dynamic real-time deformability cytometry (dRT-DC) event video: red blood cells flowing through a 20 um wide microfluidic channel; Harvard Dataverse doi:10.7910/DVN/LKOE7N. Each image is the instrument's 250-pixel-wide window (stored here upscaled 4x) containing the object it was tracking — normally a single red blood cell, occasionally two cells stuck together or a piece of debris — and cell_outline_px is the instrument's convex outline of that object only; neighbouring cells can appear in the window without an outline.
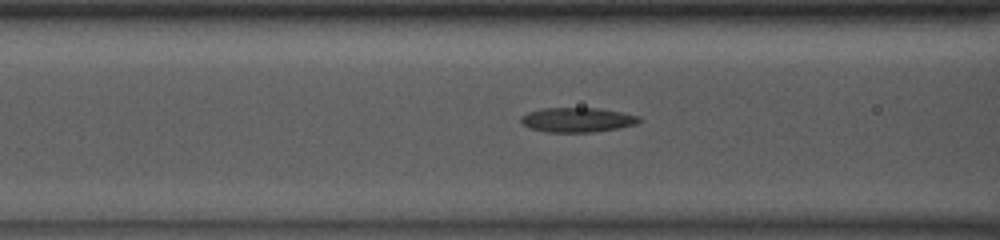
{"species": "common noctule bat (a hibernating species)", "species_latin": "Nyctalus noctula", "temperature_condition": "room temperature", "stored_images_in_passage": 13, "camera_frame_rate_fps": 3000, "um_per_image_px": 0.085, "animal": {"sex": "male", "body_mass_g": 13.0, "forearm_length_mm": 53.1}, "frame": {"image": 1, "passage_image": 4, "time_ms": 1.0, "image_size_px": [1000, 240], "cell_outline_px": [[640, 120], [636, 124], [616, 128], [592, 132], [548, 132], [528, 128], [520, 120], [520, 116], [528, 112], [540, 108], [600, 108], [624, 112], [640, 116]], "centroid_in_image_um": [49.05, 10.17], "position_along_channel_um": 117.5, "area_um2": 16.99}}
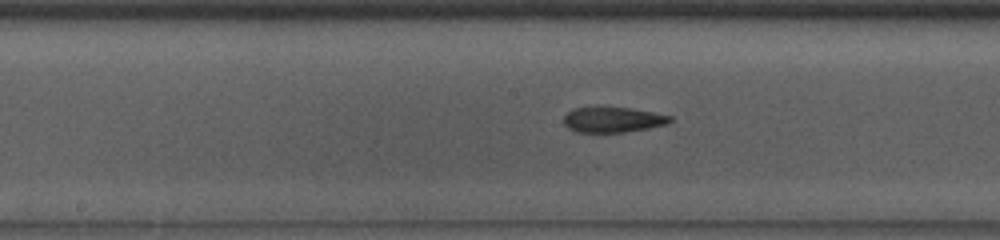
{"frame": {"image": 2, "passage_image": 10, "time_ms": 3.0, "image_size_px": [1000, 240], "cell_outline_px": [[672, 120], [668, 124], [648, 128], [624, 132], [576, 132], [568, 128], [564, 124], [564, 116], [572, 108], [592, 104], [596, 104], [632, 108], [672, 116]], "centroid_in_image_um": [52.03, 10.12], "position_along_channel_um": 196.2, "area_um2": 16.47}}